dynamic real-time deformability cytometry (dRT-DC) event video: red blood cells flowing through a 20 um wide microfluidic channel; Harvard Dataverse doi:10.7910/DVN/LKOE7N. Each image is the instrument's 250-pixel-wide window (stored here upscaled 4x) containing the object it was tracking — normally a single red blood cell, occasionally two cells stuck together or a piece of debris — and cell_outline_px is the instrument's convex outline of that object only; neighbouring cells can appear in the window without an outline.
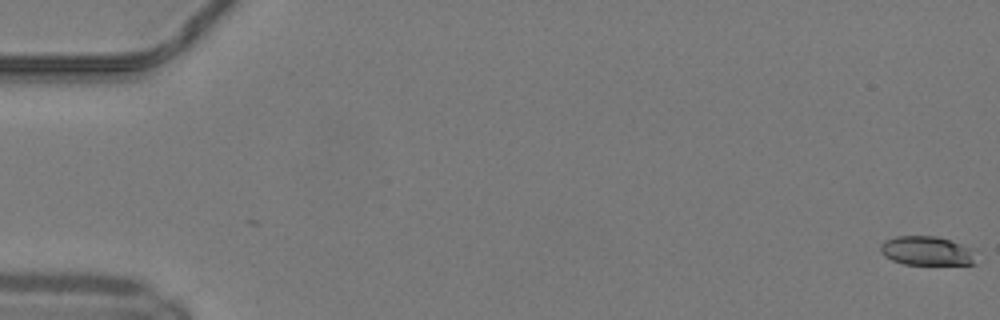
{"species": "common noctule bat (a hibernating species)", "species_latin": "Nyctalus noctula", "temperature_condition": "warm", "stored_images_in_passage": 6, "camera_frame_rate_fps": 3000, "um_per_image_px": 0.085, "animal": {"sex": "male", "body_mass_g": 19.2, "forearm_length_mm": 51.8}, "frame": {"image": 1, "passage_image": 1, "time_ms": 0.0, "image_size_px": [1000, 320], "cell_outline_px": [[972, 264], [904, 264], [892, 260], [884, 256], [880, 252], [880, 244], [884, 240], [896, 236], [936, 236], [960, 244], [968, 248], [972, 260]], "centroid_in_image_um": [78.61, 21.31], "position_along_channel_um": 6.4, "area_um2": 15.66}}